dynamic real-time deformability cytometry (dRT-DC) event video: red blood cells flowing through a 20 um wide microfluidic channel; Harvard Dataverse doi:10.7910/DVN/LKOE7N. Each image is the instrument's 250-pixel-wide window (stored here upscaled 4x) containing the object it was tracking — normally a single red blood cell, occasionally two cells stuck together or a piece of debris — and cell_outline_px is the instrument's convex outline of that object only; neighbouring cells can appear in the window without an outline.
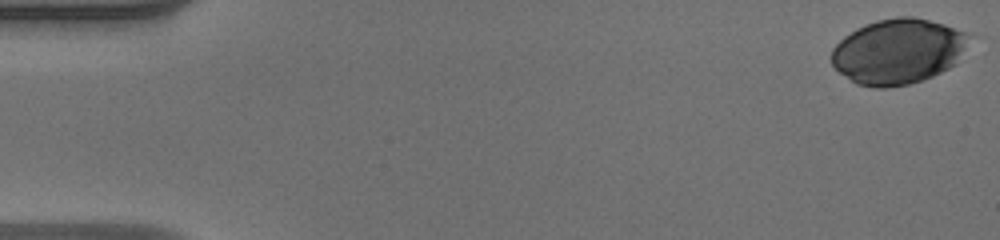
{"species": "human", "species_latin": "Homo sapiens", "temperature_condition": "warm", "stored_images_in_passage": 50, "camera_frame_rate_fps": 3000, "um_per_image_px": 0.085, "donor": {"sex": "male"}, "frame": {"image": 1, "passage_image": 1, "time_ms": 0.0, "image_size_px": [1000, 240], "cell_outline_px": [[968, 36], [956, 64], [924, 80], [908, 84], [888, 88], [872, 88], [856, 84], [840, 72], [832, 64], [832, 48], [844, 36], [856, 28], [864, 24], [876, 20], [896, 16], [912, 16], [944, 24], [964, 32]], "centroid_in_image_um": [76.28, 4.37], "position_along_channel_um": 8.7, "area_um2": 52.02}}
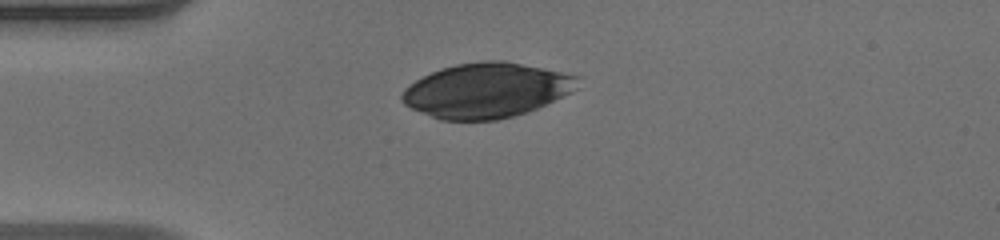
{"frame": {"image": 2, "passage_image": 13, "time_ms": 4.0, "image_size_px": [1000, 240], "cell_outline_px": [[580, 76], [572, 92], [536, 108], [512, 116], [496, 120], [440, 120], [412, 108], [404, 104], [400, 100], [400, 96], [404, 88], [408, 84], [432, 72], [456, 64], [480, 60], [504, 60]], "centroid_in_image_um": [41.31, 7.67], "position_along_channel_um": 43.7, "area_um2": 55.66}}
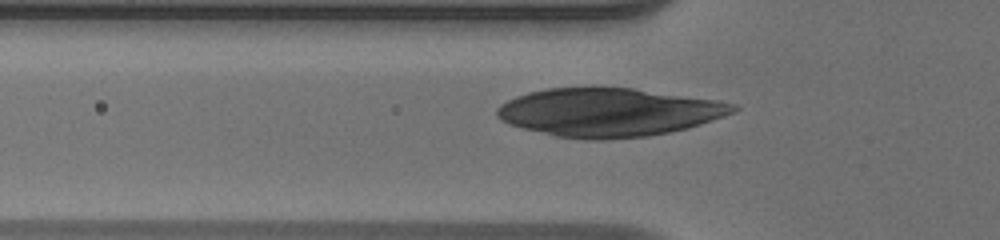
{"frame": {"image": 3, "passage_image": 17, "time_ms": 5.333, "image_size_px": [1000, 240], "cell_outline_px": [[740, 108], [724, 116], [688, 128], [672, 132], [648, 136], [604, 140], [588, 140], [556, 136], [508, 124], [500, 120], [496, 116], [496, 108], [500, 104], [516, 96], [528, 92], [548, 88], [632, 88], [716, 100], [736, 104]], "centroid_in_image_um": [51.72, 9.55], "position_along_channel_um": 74.1, "area_um2": 66.41}}